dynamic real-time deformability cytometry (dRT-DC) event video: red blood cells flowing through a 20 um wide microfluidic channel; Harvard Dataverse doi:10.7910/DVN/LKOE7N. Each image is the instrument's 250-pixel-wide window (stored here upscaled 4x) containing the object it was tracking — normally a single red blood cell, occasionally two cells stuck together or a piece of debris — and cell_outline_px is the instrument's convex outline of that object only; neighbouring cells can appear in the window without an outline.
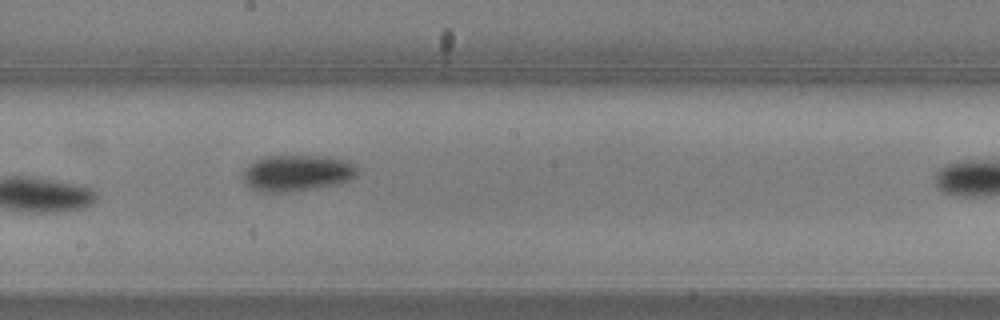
{"species": "common noctule bat (a hibernating species)", "species_latin": "Nyctalus noctula", "temperature_condition": "warm", "stored_images_in_passage": 9, "camera_frame_rate_fps": 3000, "um_per_image_px": 0.085, "animal": {"sex": "male", "body_mass_g": 20.5, "forearm_length_mm": 52.5}, "frame": {"image": 1, "passage_image": 8, "time_ms": 2.333, "image_size_px": [1000, 320], "cell_outline_px": [[356, 176], [348, 180], [336, 184], [280, 192], [264, 192], [252, 188], [244, 180], [240, 172], [248, 164], [264, 156], [324, 156], [344, 160], [356, 164]], "centroid_in_image_um": [25.2, 14.68], "position_along_channel_um": 223.0, "area_um2": 23.81}}